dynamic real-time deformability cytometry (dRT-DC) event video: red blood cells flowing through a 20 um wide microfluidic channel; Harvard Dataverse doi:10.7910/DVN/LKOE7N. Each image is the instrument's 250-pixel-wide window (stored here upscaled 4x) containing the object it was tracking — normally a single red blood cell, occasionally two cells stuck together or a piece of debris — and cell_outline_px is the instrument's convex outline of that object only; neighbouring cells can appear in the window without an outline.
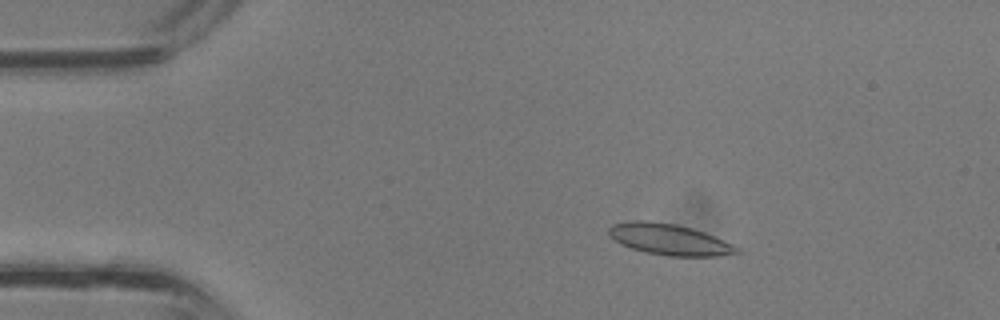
{"species": "common noctule bat (a hibernating species)", "species_latin": "Nyctalus noctula", "temperature_condition": "room temperature", "stored_images_in_passage": 35, "camera_frame_rate_fps": 3000, "um_per_image_px": 0.085, "animal": {"sex": "male", "body_mass_g": 13.3}, "frame": {"image": 1, "passage_image": 4, "time_ms": 1.0, "image_size_px": [1000, 320], "cell_outline_px": [[740, 252], [720, 256], [668, 256], [644, 252], [620, 244], [608, 236], [608, 228], [612, 224], [628, 220], [644, 220], [676, 224], [692, 228], [704, 232], [732, 244], [740, 248]], "centroid_in_image_um": [56.84, 20.34], "position_along_channel_um": 28.2, "area_um2": 23.35}}
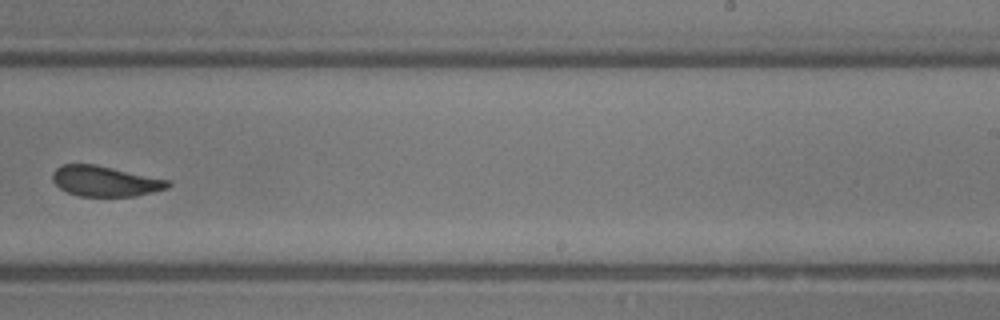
{"frame": {"image": 2, "passage_image": 21, "time_ms": 6.667, "image_size_px": [1000, 320], "cell_outline_px": [[172, 184], [168, 188], [136, 196], [80, 196], [68, 192], [60, 188], [52, 180], [52, 172], [56, 168], [64, 164], [96, 164], [168, 180]], "centroid_in_image_um": [8.92, 15.39], "position_along_channel_um": 280.1, "area_um2": 20.35}}
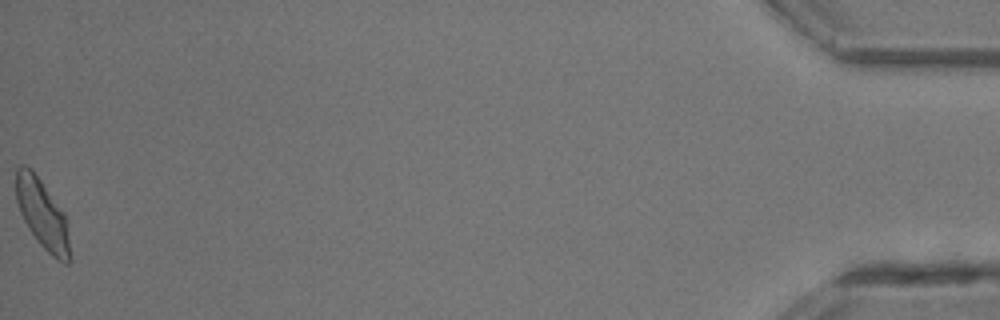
{"frame": {"image": 3, "passage_image": 35, "time_ms": 11.333, "image_size_px": [1000, 320], "cell_outline_px": [[72, 260], [68, 264], [64, 264], [56, 260], [40, 244], [28, 228], [20, 212], [16, 200], [16, 168], [20, 164], [24, 164], [32, 168], [64, 216]], "centroid_in_image_um": [3.57, 18.23], "position_along_channel_um": 431.6, "area_um2": 21.33}}